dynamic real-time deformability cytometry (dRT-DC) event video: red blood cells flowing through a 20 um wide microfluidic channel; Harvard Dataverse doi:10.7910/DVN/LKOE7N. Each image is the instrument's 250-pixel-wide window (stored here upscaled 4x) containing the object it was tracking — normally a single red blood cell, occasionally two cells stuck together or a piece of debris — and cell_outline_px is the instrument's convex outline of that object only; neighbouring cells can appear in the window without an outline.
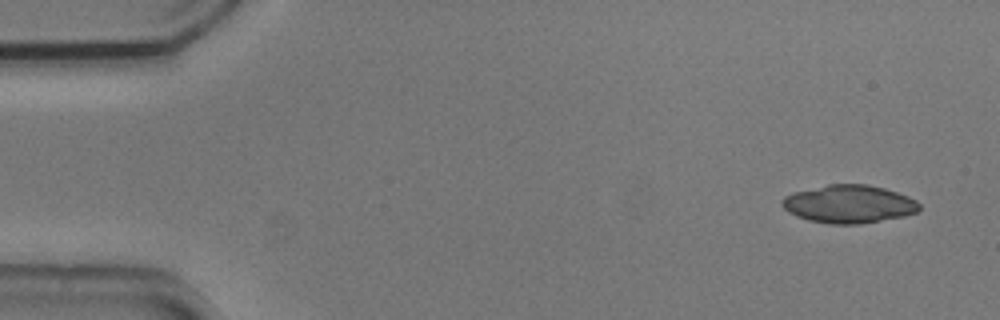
{"species": "common noctule bat (a hibernating species)", "species_latin": "Nyctalus noctula", "temperature_condition": "cold", "stored_images_in_passage": 7, "camera_frame_rate_fps": 3000, "um_per_image_px": 0.085, "animal": {"sex": "male", "body_mass_g": 20.5, "forearm_length_mm": 52.5}, "frame": {"image": 1, "passage_image": 1, "time_ms": 0.0, "image_size_px": [1000, 320], "cell_outline_px": [[920, 208], [916, 212], [904, 216], [860, 224], [832, 224], [808, 220], [796, 216], [788, 212], [780, 204], [780, 200], [784, 196], [792, 192], [828, 184], [864, 184], [884, 188], [908, 196], [916, 200], [920, 204]], "centroid_in_image_um": [72.12, 17.34], "position_along_channel_um": 12.9, "area_um2": 30.52}}